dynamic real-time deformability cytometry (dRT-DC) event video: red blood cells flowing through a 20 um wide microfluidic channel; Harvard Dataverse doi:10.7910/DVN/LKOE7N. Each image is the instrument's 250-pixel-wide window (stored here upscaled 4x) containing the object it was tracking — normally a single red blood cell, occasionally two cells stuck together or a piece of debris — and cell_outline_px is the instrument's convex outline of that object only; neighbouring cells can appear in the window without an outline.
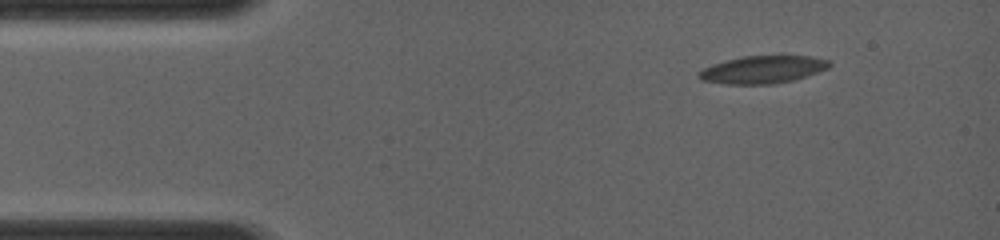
{"species": "common noctule bat (a hibernating species)", "species_latin": "Nyctalus noctula", "temperature_condition": "room temperature", "stored_images_in_passage": 10, "camera_frame_rate_fps": 4000, "um_per_image_px": 0.085, "animal": {"sex": "female", "body_mass_g": 19.0, "forearm_length_mm": 56.7}, "frame": {"image": 1, "passage_image": 1, "time_ms": 0.0, "image_size_px": [1000, 240], "cell_outline_px": [[832, 64], [828, 68], [792, 80], [776, 84], [724, 84], [700, 80], [696, 76], [696, 72], [712, 64], [740, 56], [780, 52], [808, 56], [828, 60]], "centroid_in_image_um": [64.8, 5.86], "position_along_channel_um": 20.2, "area_um2": 21.96}}
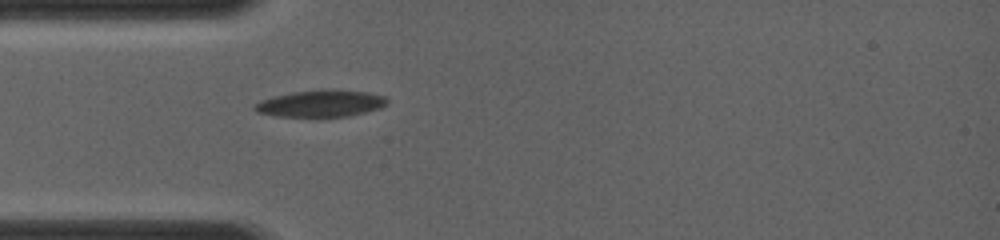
{"frame": {"image": 2, "passage_image": 7, "time_ms": 2.5, "image_size_px": [1000, 240], "cell_outline_px": [[388, 104], [380, 108], [348, 116], [276, 116], [256, 112], [252, 108], [252, 104], [260, 100], [272, 96], [292, 92], [320, 88], [332, 88], [368, 92], [384, 96], [388, 100]], "centroid_in_image_um": [27.23, 8.76], "position_along_channel_um": 57.8, "area_um2": 21.1}}
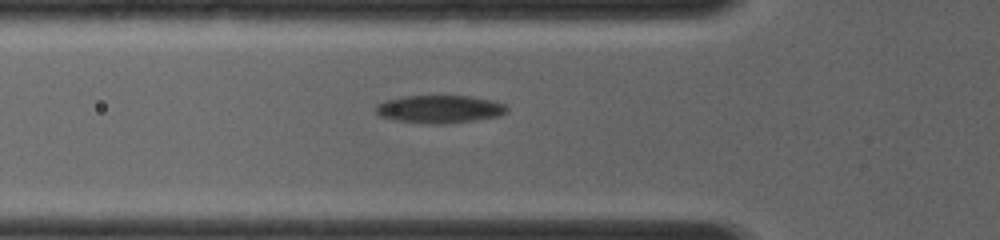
{"frame": {"image": 3, "passage_image": 9, "time_ms": 3.25, "image_size_px": [1000, 240], "cell_outline_px": [[508, 112], [500, 116], [448, 124], [428, 124], [392, 120], [380, 116], [376, 112], [376, 104], [384, 100], [404, 96], [472, 96], [492, 100], [504, 104], [508, 108]], "centroid_in_image_um": [37.36, 9.28], "position_along_channel_um": 88.4, "area_um2": 21.56}}